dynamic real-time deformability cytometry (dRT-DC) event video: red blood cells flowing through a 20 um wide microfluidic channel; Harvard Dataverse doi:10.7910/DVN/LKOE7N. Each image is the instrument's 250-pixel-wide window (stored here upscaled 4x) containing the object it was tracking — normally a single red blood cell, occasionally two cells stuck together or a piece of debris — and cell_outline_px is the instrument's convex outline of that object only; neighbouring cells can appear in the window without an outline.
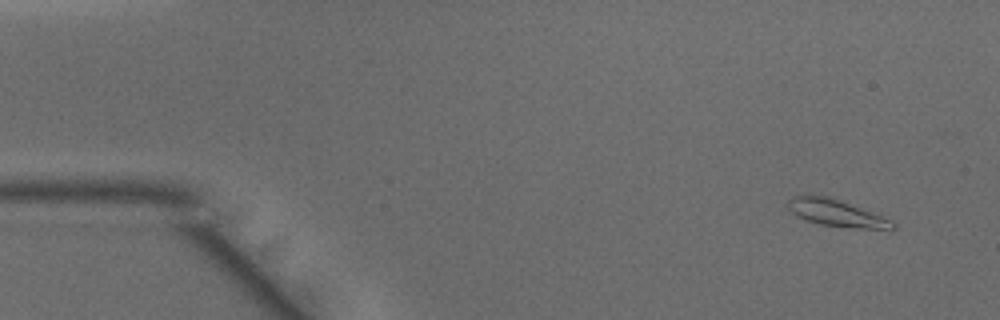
{"species": "common noctule bat (a hibernating species)", "species_latin": "Nyctalus noctula", "temperature_condition": "warm", "stored_images_in_passage": 47, "camera_frame_rate_fps": 3000, "um_per_image_px": 0.085, "animal": {"sex": "male", "body_mass_g": 15.6}, "frame": {"image": 1, "passage_image": 1, "time_ms": 0.0, "image_size_px": [1000, 320], "cell_outline_px": [[896, 228], [856, 228], [820, 224], [804, 220], [796, 216], [788, 208], [788, 200], [792, 196], [804, 192], [832, 196], [892, 220], [896, 224]], "centroid_in_image_um": [71.0, 18.04], "position_along_channel_um": 14.0, "area_um2": 16.82}}
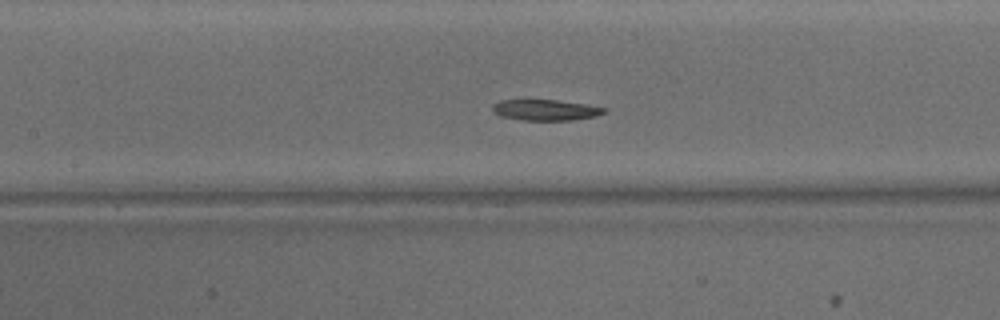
{"frame": {"image": 2, "passage_image": 20, "time_ms": 6.333, "image_size_px": [1000, 320], "cell_outline_px": [[608, 108], [604, 112], [596, 116], [572, 120], [524, 120], [500, 116], [492, 112], [492, 104], [500, 100], [556, 100], [588, 104]], "centroid_in_image_um": [46.36, 9.34], "position_along_channel_um": 161.0, "area_um2": 13.64}}
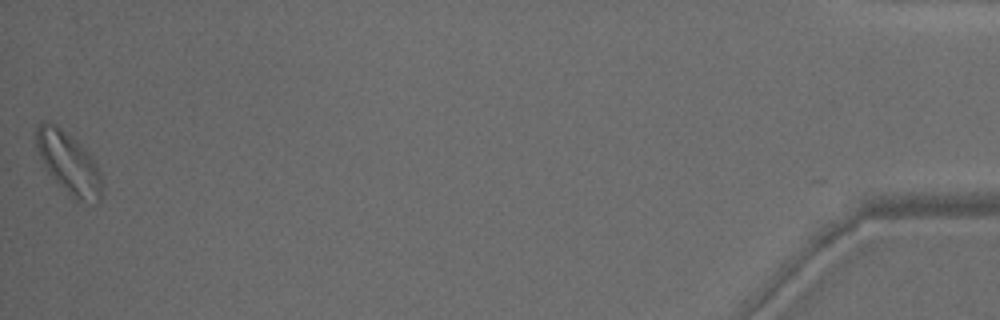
{"frame": {"image": 3, "passage_image": 47, "time_ms": 15.333, "image_size_px": [1000, 320], "cell_outline_px": [[100, 200], [96, 204], [72, 200], [68, 196], [48, 172], [36, 148], [36, 128], [40, 120], [48, 120], [56, 124], [72, 136], [92, 156], [100, 172]], "centroid_in_image_um": [5.81, 13.85], "position_along_channel_um": 429.4, "area_um2": 23.87}, "authors_computed_cell_mechanics": {"area_um2": 15.6638, "velocity_mm_per_s": 4.0575, "shape_relaxation_time_tau1_ms": 3.3937, "shape_relaxation_time_tau2_ms": null, "deformation_change_tau1": 0.124, "deformation_change_tau2": null}}